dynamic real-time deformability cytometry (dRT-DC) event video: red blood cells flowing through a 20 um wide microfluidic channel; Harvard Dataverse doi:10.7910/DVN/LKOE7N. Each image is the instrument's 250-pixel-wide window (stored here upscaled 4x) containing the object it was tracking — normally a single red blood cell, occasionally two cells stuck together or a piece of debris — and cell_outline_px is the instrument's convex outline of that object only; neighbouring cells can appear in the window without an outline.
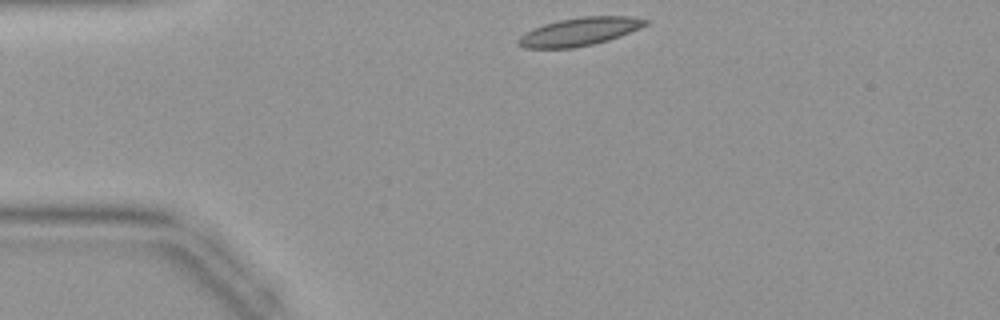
{"species": "common noctule bat (a hibernating species)", "species_latin": "Nyctalus noctula", "temperature_condition": "warm", "stored_images_in_passage": 35, "camera_frame_rate_fps": 3000, "um_per_image_px": 0.085, "animal": {"sex": "female", "body_mass_g": 19.9}, "frame": {"image": 1, "passage_image": 1, "time_ms": 0.0, "image_size_px": [1000, 320], "cell_outline_px": [[652, 20], [648, 24], [640, 28], [620, 36], [608, 40], [592, 44], [572, 48], [524, 48], [516, 44], [516, 40], [520, 36], [532, 28], [556, 20], [580, 16], [632, 16]], "centroid_in_image_um": [49.26, 2.67], "position_along_channel_um": 35.7, "area_um2": 21.1}}
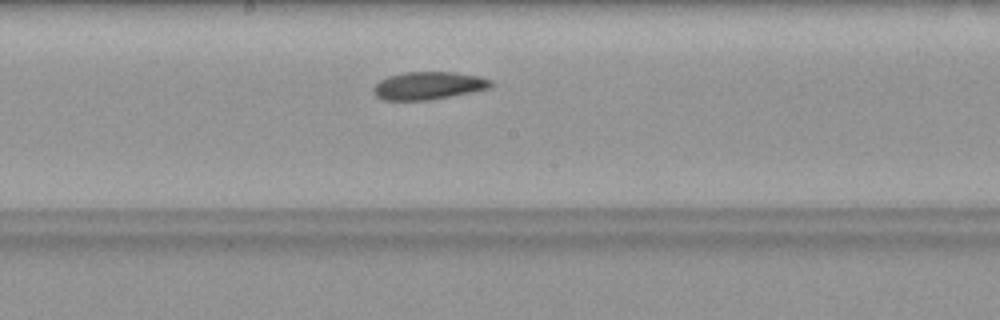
{"frame": {"image": 2, "passage_image": 15, "time_ms": 4.667, "image_size_px": [1000, 320], "cell_outline_px": [[492, 88], [472, 92], [428, 100], [384, 100], [376, 96], [372, 92], [372, 88], [380, 80], [388, 76], [404, 72], [452, 72], [480, 76], [492, 80]], "centroid_in_image_um": [36.42, 7.28], "position_along_channel_um": 211.8, "area_um2": 19.07}}
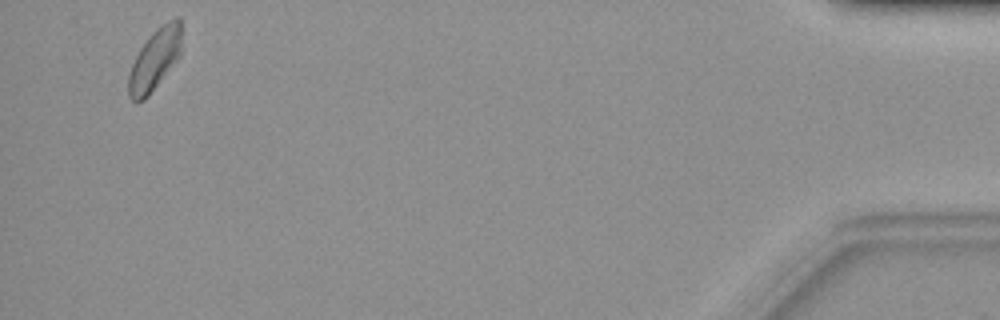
{"frame": {"image": 3, "passage_image": 34, "time_ms": 11.0, "image_size_px": [1000, 320], "cell_outline_px": [[180, 56], [148, 96], [144, 100], [136, 104], [128, 96], [128, 76], [132, 64], [140, 48], [148, 36], [156, 28], [168, 20], [176, 16], [180, 16]], "centroid_in_image_um": [13.13, 5.07], "position_along_channel_um": 422.1, "area_um2": 18.96}}